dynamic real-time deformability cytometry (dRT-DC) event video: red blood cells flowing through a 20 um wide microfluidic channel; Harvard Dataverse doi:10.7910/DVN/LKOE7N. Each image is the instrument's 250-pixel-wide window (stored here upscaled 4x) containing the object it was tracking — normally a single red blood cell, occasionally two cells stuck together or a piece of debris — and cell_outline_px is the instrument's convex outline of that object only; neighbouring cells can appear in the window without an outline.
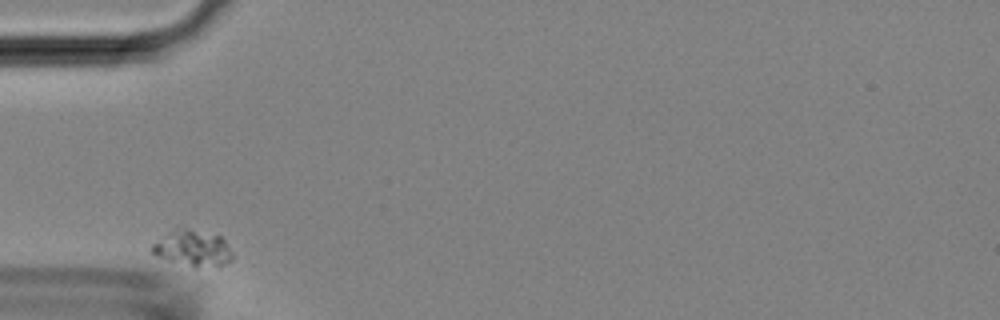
{"species": "Egyptian fruit bat (a non-hibernating species)", "species_latin": "Rousettus aegyptiacus", "temperature_condition": "room temperature", "stored_images_in_passage": 29, "camera_frame_rate_fps": 3000, "um_per_image_px": 0.085, "animal": {"sex": "female"}, "frame": {"image": 1, "passage_image": 1, "time_ms": 0.0, "image_size_px": [1000, 320], "cell_outline_px": [[232, 260], [224, 264], [196, 268], [192, 268], [156, 256], [152, 252], [152, 244], [176, 224], [220, 236], [224, 240], [232, 252]], "centroid_in_image_um": [16.33, 21.06], "position_along_channel_um": 68.7, "area_um2": 17.4}}
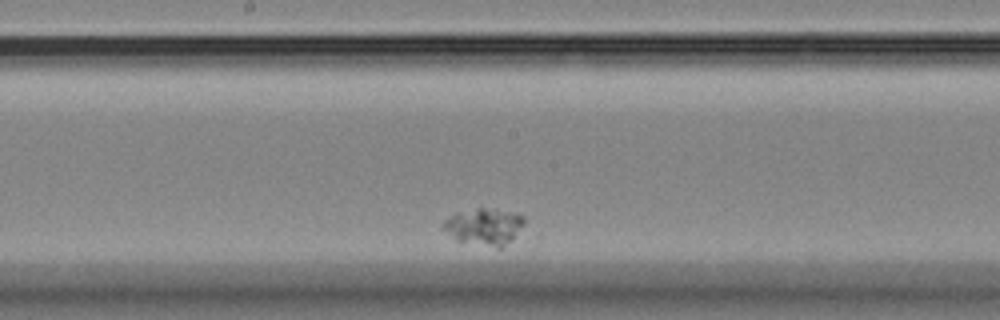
{"frame": {"image": 2, "passage_image": 14, "time_ms": 4.333, "image_size_px": [1000, 320], "cell_outline_px": [[524, 224], [500, 248], [496, 248], [456, 240], [440, 224], [444, 220], [456, 212], [476, 208], [484, 208], [516, 212], [524, 216]], "centroid_in_image_um": [41.12, 19.23], "position_along_channel_um": 207.1, "area_um2": 16.99}}
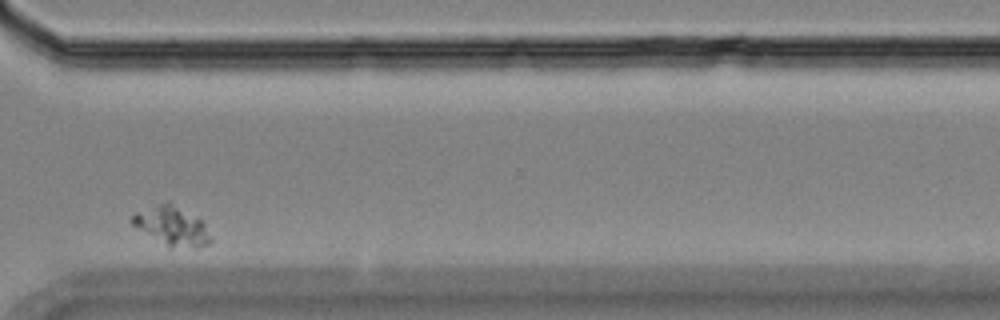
{"frame": {"image": 3, "passage_image": 27, "time_ms": 8.667, "image_size_px": [1000, 320], "cell_outline_px": [[212, 240], [208, 244], [196, 248], [192, 248], [168, 244], [136, 228], [128, 220], [136, 212], [164, 200], [168, 200], [200, 220], [204, 224]], "centroid_in_image_um": [14.58, 19.15], "position_along_channel_um": 356.0, "area_um2": 17.34}}